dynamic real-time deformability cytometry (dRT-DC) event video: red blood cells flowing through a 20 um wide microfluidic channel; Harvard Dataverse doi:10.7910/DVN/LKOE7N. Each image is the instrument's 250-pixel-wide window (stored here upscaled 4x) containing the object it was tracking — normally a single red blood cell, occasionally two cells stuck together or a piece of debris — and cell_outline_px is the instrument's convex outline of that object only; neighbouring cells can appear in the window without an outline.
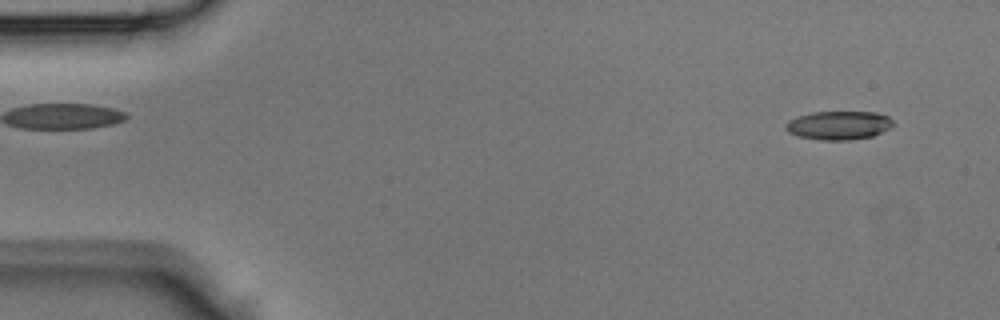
{"species": "Egyptian fruit bat (a non-hibernating species)", "species_latin": "Rousettus aegyptiacus", "temperature_condition": "room temperature", "stored_images_in_passage": 42, "camera_frame_rate_fps": 3000, "um_per_image_px": 0.085, "animal": {"sex": "male"}, "frame": {"image": 1, "passage_image": 2, "time_ms": 0.333, "image_size_px": [1000, 320], "cell_outline_px": [[892, 128], [872, 136], [852, 140], [820, 140], [800, 136], [788, 132], [784, 128], [788, 120], [812, 112], [876, 112], [888, 116], [892, 120]], "centroid_in_image_um": [71.31, 10.65], "position_along_channel_um": 13.7, "area_um2": 17.92}}
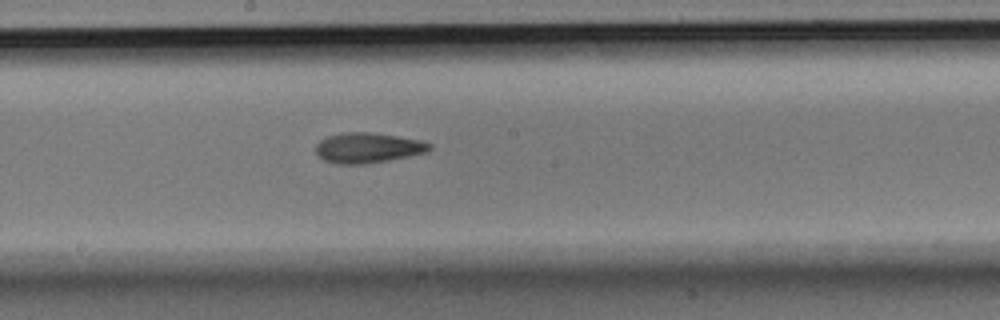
{"frame": {"image": 2, "passage_image": 22, "time_ms": 7.0, "image_size_px": [1000, 320], "cell_outline_px": [[432, 148], [428, 152], [388, 160], [364, 164], [340, 164], [324, 160], [316, 152], [316, 144], [320, 140], [328, 136], [348, 132], [372, 132], [420, 140], [432, 144]], "centroid_in_image_um": [31.29, 12.56], "position_along_channel_um": 216.9, "area_um2": 19.88}}
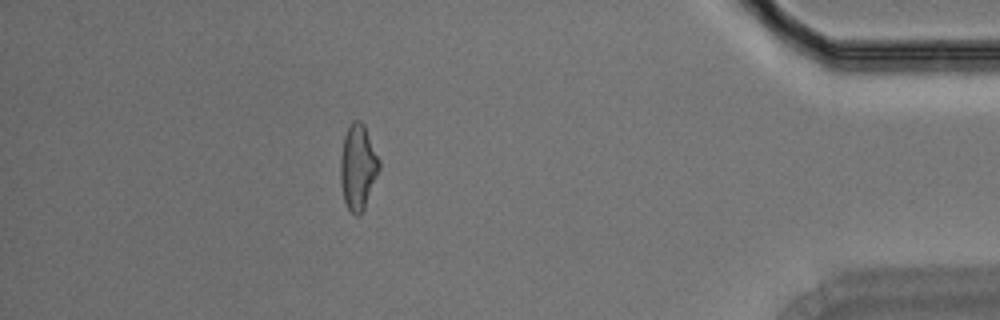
{"frame": {"image": 3, "passage_image": 37, "time_ms": 12.0, "image_size_px": [1000, 320], "cell_outline_px": [[380, 168], [364, 208], [356, 216], [348, 208], [344, 200], [340, 184], [340, 160], [344, 136], [352, 120], [360, 120], [364, 124], [380, 160]], "centroid_in_image_um": [30.42, 14.17], "position_along_channel_um": 404.8, "area_um2": 19.13}}